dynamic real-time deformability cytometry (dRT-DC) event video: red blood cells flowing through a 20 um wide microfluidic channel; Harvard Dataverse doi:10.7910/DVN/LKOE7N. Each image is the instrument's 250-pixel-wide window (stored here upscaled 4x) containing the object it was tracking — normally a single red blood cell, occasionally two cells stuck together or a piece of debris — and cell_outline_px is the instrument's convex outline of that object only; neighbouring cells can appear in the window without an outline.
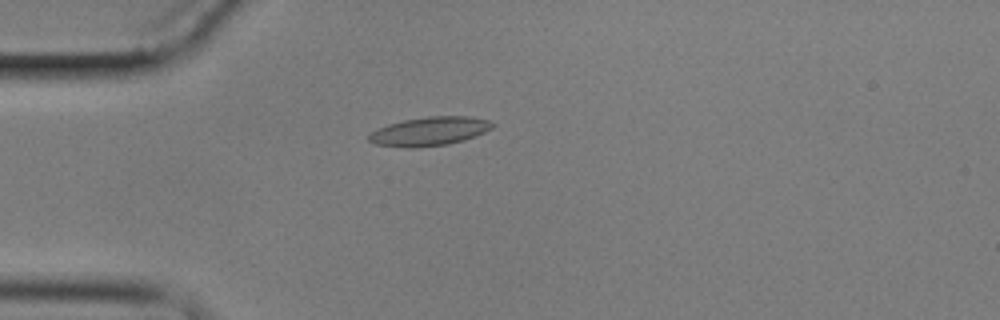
{"species": "common noctule bat (a hibernating species)", "species_latin": "Nyctalus noctula", "temperature_condition": "cold", "stored_images_in_passage": 2, "camera_frame_rate_fps": 3000, "um_per_image_px": 0.085, "animal": {"sex": "male", "body_mass_g": 17.9}, "frame": {"image": 1, "passage_image": 2, "time_ms": 2.0, "image_size_px": [1000, 320], "cell_outline_px": [[496, 124], [492, 128], [476, 136], [464, 140], [448, 144], [416, 148], [404, 148], [376, 144], [368, 140], [368, 136], [372, 132], [388, 124], [404, 120], [428, 116], [468, 116], [488, 120]], "centroid_in_image_um": [36.53, 11.17], "position_along_channel_um": 48.5, "area_um2": 20.75}}